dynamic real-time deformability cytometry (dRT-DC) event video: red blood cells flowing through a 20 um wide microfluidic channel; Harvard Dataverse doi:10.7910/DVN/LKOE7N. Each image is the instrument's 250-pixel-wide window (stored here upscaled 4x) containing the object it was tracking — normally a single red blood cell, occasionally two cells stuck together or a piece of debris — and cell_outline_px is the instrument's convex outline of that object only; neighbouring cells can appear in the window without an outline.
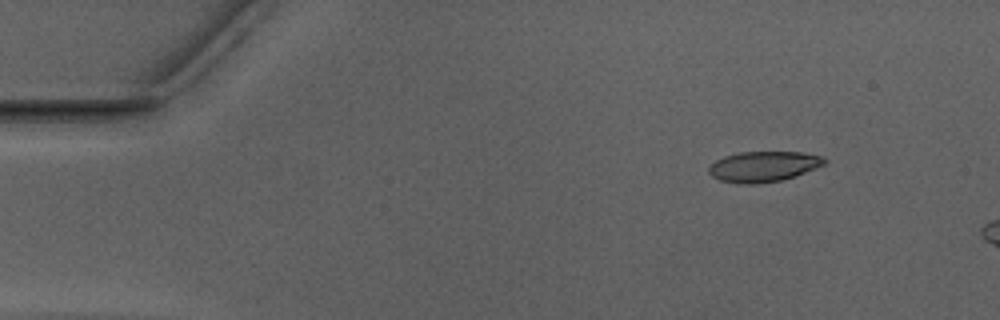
{"species": "Egyptian fruit bat (a non-hibernating species)", "species_latin": "Rousettus aegyptiacus", "temperature_condition": "warm", "stored_images_in_passage": 6, "camera_frame_rate_fps": 3000, "um_per_image_px": 0.085, "animal": {"sex": "male"}, "frame": {"image": 1, "passage_image": 1, "time_ms": 0.0, "image_size_px": [1000, 320], "cell_outline_px": [[828, 160], [824, 164], [816, 168], [796, 176], [780, 180], [756, 184], [740, 184], [720, 180], [712, 176], [708, 172], [708, 168], [716, 160], [724, 156], [740, 152], [800, 152], [824, 156]], "centroid_in_image_um": [64.91, 14.15], "position_along_channel_um": 20.1, "area_um2": 20.58}}